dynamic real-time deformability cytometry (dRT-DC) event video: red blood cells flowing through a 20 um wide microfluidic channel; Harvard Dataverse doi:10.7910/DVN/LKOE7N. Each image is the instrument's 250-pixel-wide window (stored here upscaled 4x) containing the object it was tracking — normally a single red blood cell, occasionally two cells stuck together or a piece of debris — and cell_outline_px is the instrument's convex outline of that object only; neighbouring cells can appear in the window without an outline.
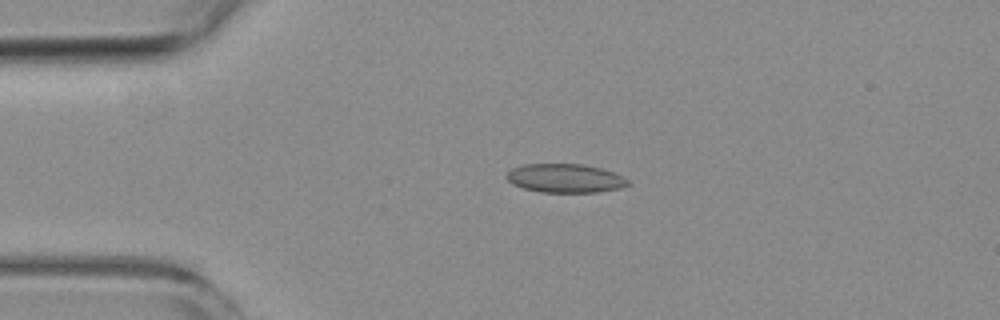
{"species": "common noctule bat (a hibernating species)", "species_latin": "Nyctalus noctula", "temperature_condition": "room temperature", "stored_images_in_passage": 4, "camera_frame_rate_fps": 3000, "um_per_image_px": 0.085, "animal": {"sex": "female", "body_mass_g": 19.3, "forearm_length_mm": 54.1}, "frame": {"image": 1, "passage_image": 3, "time_ms": 3.0, "image_size_px": [1000, 320], "cell_outline_px": [[632, 184], [620, 188], [596, 192], [540, 192], [524, 188], [512, 184], [504, 176], [512, 168], [524, 164], [584, 164], [600, 168], [612, 172], [628, 180]], "centroid_in_image_um": [48.01, 15.15], "position_along_channel_um": 37.0, "area_um2": 20.29}}